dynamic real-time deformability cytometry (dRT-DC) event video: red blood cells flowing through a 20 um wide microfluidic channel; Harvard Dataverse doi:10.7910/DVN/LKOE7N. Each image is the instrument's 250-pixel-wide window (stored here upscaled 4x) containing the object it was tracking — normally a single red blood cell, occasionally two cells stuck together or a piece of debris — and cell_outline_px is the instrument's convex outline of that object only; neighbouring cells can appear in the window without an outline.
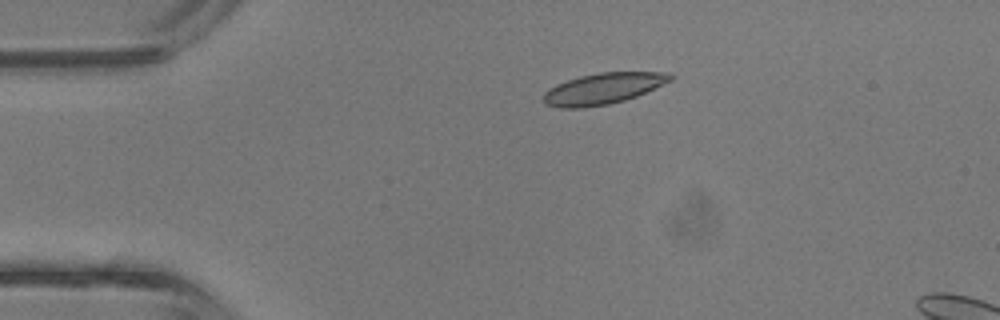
{"species": "common noctule bat (a hibernating species)", "species_latin": "Nyctalus noctula", "temperature_condition": "room temperature", "stored_images_in_passage": 5, "camera_frame_rate_fps": 3000, "um_per_image_px": 0.085, "animal": {"sex": "male", "body_mass_g": 13.3}, "frame": {"image": 1, "passage_image": 5, "time_ms": 1.333, "image_size_px": [1000, 320], "cell_outline_px": [[676, 76], [672, 80], [636, 96], [624, 100], [608, 104], [584, 108], [560, 108], [544, 104], [544, 92], [548, 88], [556, 84], [580, 76], [600, 72], [668, 72]], "centroid_in_image_um": [51.26, 7.53], "position_along_channel_um": 33.7, "area_um2": 23.0}}